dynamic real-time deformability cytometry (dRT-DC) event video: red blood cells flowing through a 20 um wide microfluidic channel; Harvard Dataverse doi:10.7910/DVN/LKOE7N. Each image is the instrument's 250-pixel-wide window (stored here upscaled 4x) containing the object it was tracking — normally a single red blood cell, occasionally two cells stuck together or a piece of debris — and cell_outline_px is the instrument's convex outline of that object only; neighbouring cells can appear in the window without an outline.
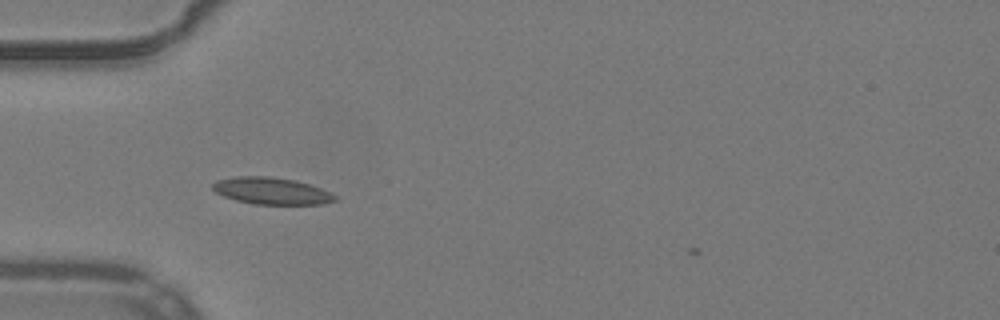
{"species": "common noctule bat (a hibernating species)", "species_latin": "Nyctalus noctula", "temperature_condition": "warm", "stored_images_in_passage": 13, "camera_frame_rate_fps": 3000, "um_per_image_px": 0.085, "animal": {"sex": "male", "body_mass_g": 19.2, "forearm_length_mm": 51.8}, "frame": {"image": 1, "passage_image": 3, "time_ms": 0.667, "image_size_px": [1000, 320], "cell_outline_px": [[336, 200], [320, 204], [252, 204], [236, 200], [224, 196], [216, 192], [212, 188], [212, 184], [216, 180], [232, 176], [268, 176], [296, 180], [320, 188], [336, 196]], "centroid_in_image_um": [23.02, 16.22], "position_along_channel_um": 62.0, "area_um2": 19.07}}
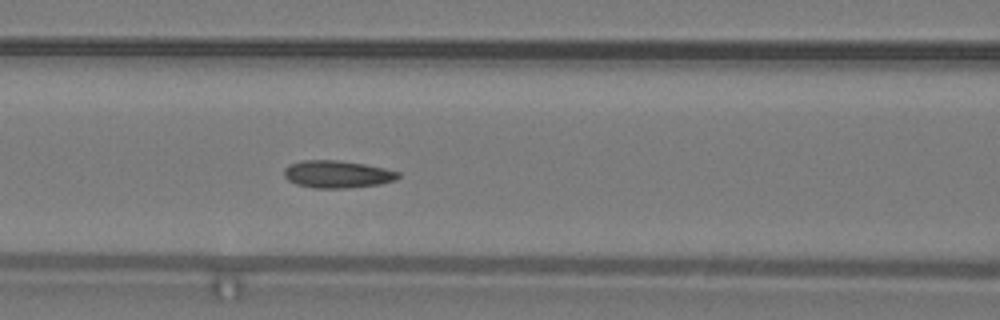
{"frame": {"image": 2, "passage_image": 9, "time_ms": 2.667, "image_size_px": [1000, 320], "cell_outline_px": [[400, 176], [396, 180], [380, 184], [348, 188], [312, 188], [296, 184], [288, 180], [284, 176], [284, 168], [288, 164], [304, 160], [336, 160], [364, 164], [384, 168], [400, 172]], "centroid_in_image_um": [28.65, 14.81], "position_along_channel_um": 137.9, "area_um2": 18.32}}
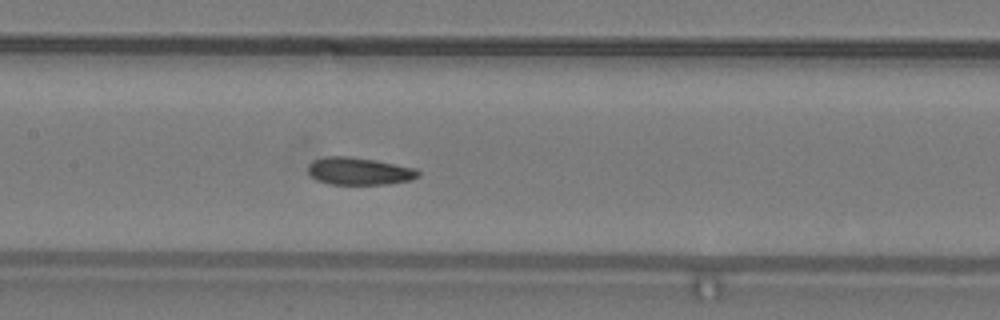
{"frame": {"image": 3, "passage_image": 12, "time_ms": 3.667, "image_size_px": [1000, 320], "cell_outline_px": [[420, 176], [412, 180], [388, 184], [328, 184], [316, 180], [308, 172], [308, 164], [312, 160], [324, 156], [348, 156], [376, 160], [416, 168], [420, 172]], "centroid_in_image_um": [30.53, 14.54], "position_along_channel_um": 176.9, "area_um2": 17.86}}